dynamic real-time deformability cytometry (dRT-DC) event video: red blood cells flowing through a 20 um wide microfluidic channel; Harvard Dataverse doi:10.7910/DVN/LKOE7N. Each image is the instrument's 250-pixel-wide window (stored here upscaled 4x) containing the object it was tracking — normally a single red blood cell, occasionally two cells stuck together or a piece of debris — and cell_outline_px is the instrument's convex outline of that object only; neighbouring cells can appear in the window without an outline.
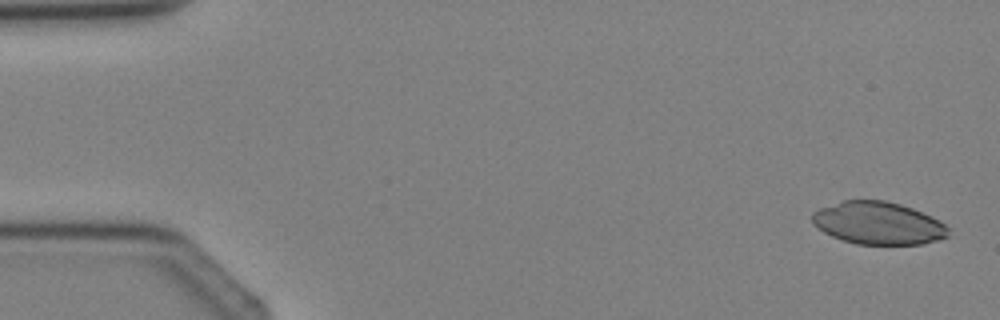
{"species": "Egyptian fruit bat (a non-hibernating species)", "species_latin": "Rousettus aegyptiacus", "temperature_condition": "cold", "stored_images_in_passage": 4, "camera_frame_rate_fps": 3000, "um_per_image_px": 0.085, "animal": {"sex": "female"}, "frame": {"image": 1, "passage_image": 1, "time_ms": 0.0, "image_size_px": [1000, 320], "cell_outline_px": [[948, 236], [940, 240], [924, 244], [856, 244], [832, 236], [824, 232], [812, 224], [812, 212], [820, 208], [844, 200], [884, 200], [900, 204], [912, 208], [932, 216], [940, 220], [948, 228]], "centroid_in_image_um": [74.66, 18.97], "position_along_channel_um": 10.3, "area_um2": 33.81}}